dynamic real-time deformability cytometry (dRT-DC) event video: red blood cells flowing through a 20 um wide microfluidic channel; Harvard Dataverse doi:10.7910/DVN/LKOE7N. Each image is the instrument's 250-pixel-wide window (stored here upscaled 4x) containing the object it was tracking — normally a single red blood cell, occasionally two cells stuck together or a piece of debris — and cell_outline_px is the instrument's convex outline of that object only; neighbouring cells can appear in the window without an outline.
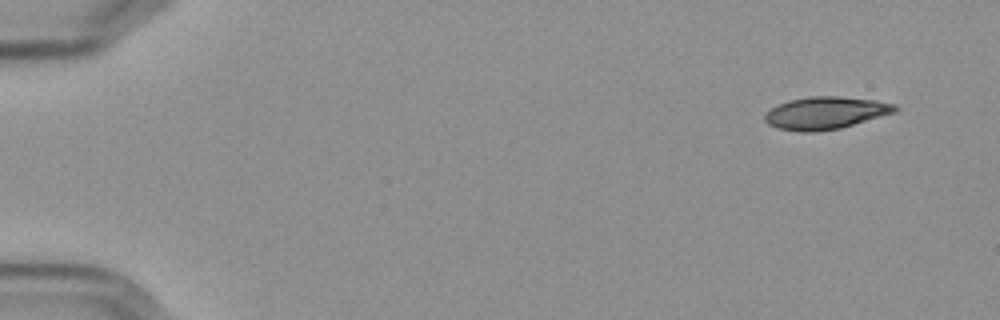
{"species": "Egyptian fruit bat (a non-hibernating species)", "species_latin": "Rousettus aegyptiacus", "temperature_condition": "cold", "stored_images_in_passage": 5, "camera_frame_rate_fps": 3000, "um_per_image_px": 0.085, "frame": {"image": 1, "passage_image": 1, "time_ms": 0.0, "image_size_px": [1000, 320], "cell_outline_px": [[900, 108], [896, 112], [840, 128], [816, 132], [800, 132], [776, 128], [768, 124], [764, 120], [764, 112], [788, 100], [812, 96], [840, 96], [876, 100], [896, 104]], "centroid_in_image_um": [70.17, 9.6], "position_along_channel_um": 14.8, "area_um2": 24.8}}